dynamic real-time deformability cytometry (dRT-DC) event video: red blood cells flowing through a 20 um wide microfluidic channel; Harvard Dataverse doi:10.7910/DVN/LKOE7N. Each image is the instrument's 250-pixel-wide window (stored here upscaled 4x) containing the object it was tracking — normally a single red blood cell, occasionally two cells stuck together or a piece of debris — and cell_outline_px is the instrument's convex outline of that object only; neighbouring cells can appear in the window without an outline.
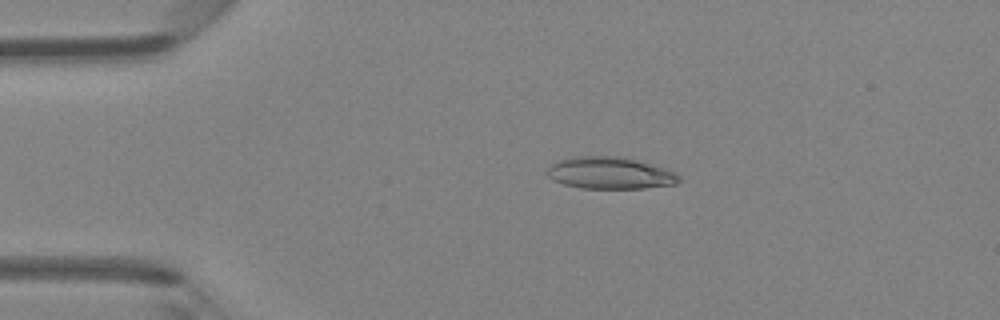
{"species": "Egyptian fruit bat (a non-hibernating species)", "species_latin": "Rousettus aegyptiacus", "temperature_condition": "room temperature", "stored_images_in_passage": 46, "camera_frame_rate_fps": 3000, "um_per_image_px": 0.085, "animal": {"sex": "female"}, "frame": {"image": 1, "passage_image": 9, "time_ms": 2.667, "image_size_px": [1000, 320], "cell_outline_px": [[680, 180], [676, 184], [644, 188], [580, 188], [564, 184], [552, 180], [548, 176], [548, 164], [556, 160], [572, 156], [616, 156], [636, 160], [664, 168], [676, 172], [680, 176]], "centroid_in_image_um": [51.81, 14.7], "position_along_channel_um": 33.2, "area_um2": 24.62}}
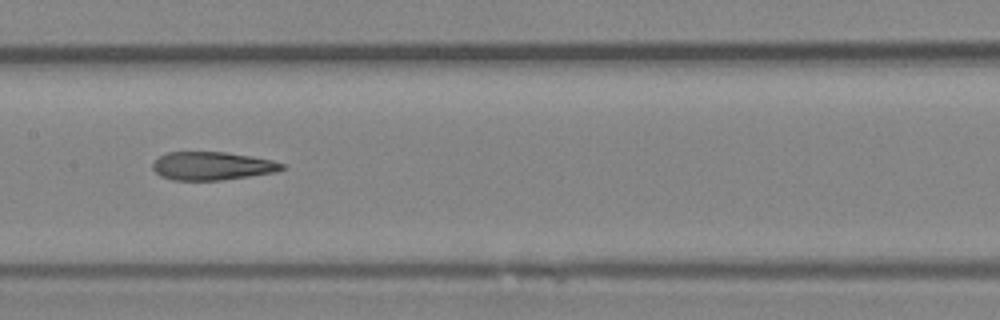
{"frame": {"image": 2, "passage_image": 23, "time_ms": 7.333, "image_size_px": [1000, 320], "cell_outline_px": [[284, 168], [276, 172], [220, 180], [172, 180], [160, 176], [152, 168], [152, 164], [160, 156], [168, 152], [224, 152], [252, 156], [272, 160], [284, 164]], "centroid_in_image_um": [18.02, 14.1], "position_along_channel_um": 189.4, "area_um2": 21.15}}
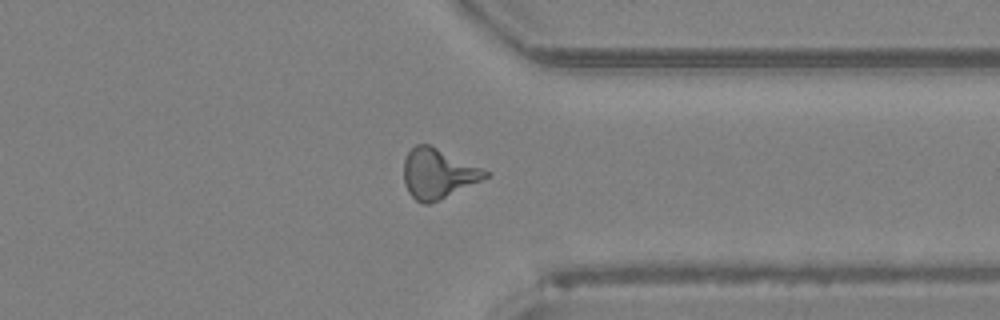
{"frame": {"image": 3, "passage_image": 36, "time_ms": 11.667, "image_size_px": [1000, 320], "cell_outline_px": [[488, 176], [480, 180], [428, 204], [424, 204], [416, 200], [408, 192], [404, 184], [404, 160], [408, 152], [416, 144], [428, 144], [480, 168], [488, 172]], "centroid_in_image_um": [37.15, 14.75], "position_along_channel_um": 374.3, "area_um2": 22.77}, "authors_computed_cell_mechanics": {"area_um2": 22.6865, "velocity_mm_per_s": 4.3089, "shape_relaxation_time_tau1_ms": null, "shape_relaxation_time_tau2_ms": 3.9222, "deformation_change_tau1": null, "deformation_change_tau2": 0.1556}}